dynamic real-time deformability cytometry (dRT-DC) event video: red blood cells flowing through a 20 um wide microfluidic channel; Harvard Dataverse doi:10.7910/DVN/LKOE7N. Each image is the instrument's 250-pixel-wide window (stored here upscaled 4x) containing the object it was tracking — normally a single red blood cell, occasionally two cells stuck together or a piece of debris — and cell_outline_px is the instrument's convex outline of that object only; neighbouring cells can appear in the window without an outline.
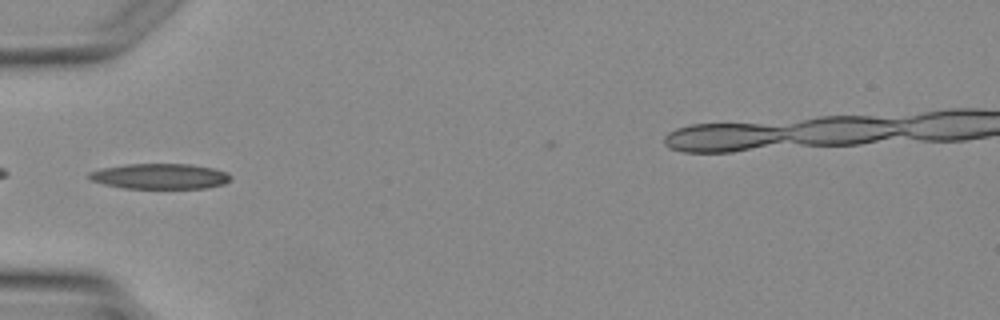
{"species": "Egyptian fruit bat (a non-hibernating species)", "species_latin": "Rousettus aegyptiacus", "temperature_condition": "warm", "stored_images_in_passage": 2, "camera_frame_rate_fps": 3000, "um_per_image_px": 0.085, "animal": {"sex": "female"}, "frame": {"image": 1, "passage_image": 2, "time_ms": 1.333, "image_size_px": [1000, 320], "cell_outline_px": [[232, 176], [224, 184], [204, 188], [124, 188], [104, 184], [92, 180], [88, 176], [88, 172], [100, 168], [124, 164], [188, 164], [212, 168], [228, 172]], "centroid_in_image_um": [13.57, 14.98], "position_along_channel_um": 71.4, "area_um2": 20.92}}